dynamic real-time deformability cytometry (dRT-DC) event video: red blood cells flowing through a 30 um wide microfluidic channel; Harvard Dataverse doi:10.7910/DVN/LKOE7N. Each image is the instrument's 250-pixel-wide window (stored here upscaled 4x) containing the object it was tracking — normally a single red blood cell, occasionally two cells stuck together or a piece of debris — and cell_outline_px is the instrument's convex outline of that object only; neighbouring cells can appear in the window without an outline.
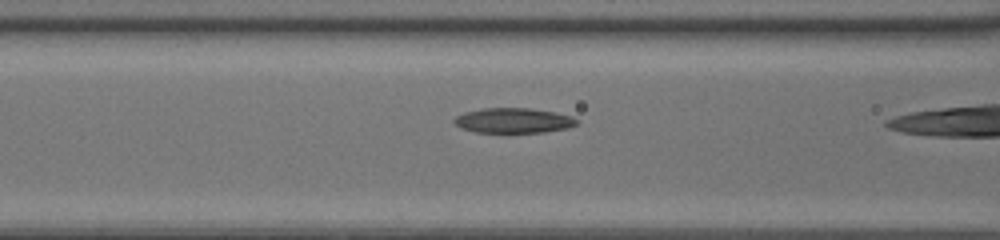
{"species": "common noctule bat (a hibernating species)", "species_latin": "Nyctalus noctula", "temperature_condition": "room temperature", "stored_images_in_passage": 20, "camera_frame_rate_fps": 3000, "um_per_image_px": 0.085, "animal": {"sex": "female", "body_mass_g": 20.0, "forearm_length_mm": 54.0}, "frame": {"image": 1, "passage_image": 15, "time_ms": 4.667, "image_size_px": [1000, 240], "cell_outline_px": [[580, 124], [568, 128], [544, 132], [508, 136], [476, 132], [460, 128], [452, 120], [456, 116], [464, 112], [484, 108], [528, 108], [556, 112], [572, 116], [580, 120]], "centroid_in_image_um": [43.67, 10.3], "position_along_channel_um": 122.9, "area_um2": 19.02}}